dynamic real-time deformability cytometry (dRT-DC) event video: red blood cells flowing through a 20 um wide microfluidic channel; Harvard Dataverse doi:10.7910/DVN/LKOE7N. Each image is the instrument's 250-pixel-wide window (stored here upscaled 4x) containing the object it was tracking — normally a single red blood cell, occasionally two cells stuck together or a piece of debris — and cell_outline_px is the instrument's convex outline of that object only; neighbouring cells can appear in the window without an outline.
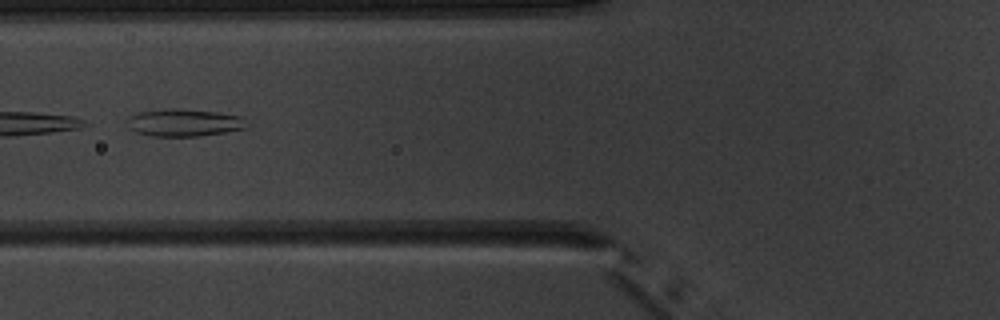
{"species": "common noctule bat (a hibernating species)", "species_latin": "Nyctalus noctula", "temperature_condition": "warm", "stored_images_in_passage": 6, "camera_frame_rate_fps": 3000, "um_per_image_px": 0.085, "animal": {"sex": "male", "body_mass_g": 20.1, "forearm_length_mm": 53.5}, "frame": {"image": 1, "passage_image": 6, "time_ms": 6.667, "image_size_px": [1000, 320], "cell_outline_px": [[248, 128], [200, 136], [152, 136], [136, 132], [124, 124], [132, 116], [140, 112], [168, 108], [176, 108], [220, 112], [244, 116]], "centroid_in_image_um": [15.69, 10.42], "position_along_channel_um": 110.1, "area_um2": 19.25}}